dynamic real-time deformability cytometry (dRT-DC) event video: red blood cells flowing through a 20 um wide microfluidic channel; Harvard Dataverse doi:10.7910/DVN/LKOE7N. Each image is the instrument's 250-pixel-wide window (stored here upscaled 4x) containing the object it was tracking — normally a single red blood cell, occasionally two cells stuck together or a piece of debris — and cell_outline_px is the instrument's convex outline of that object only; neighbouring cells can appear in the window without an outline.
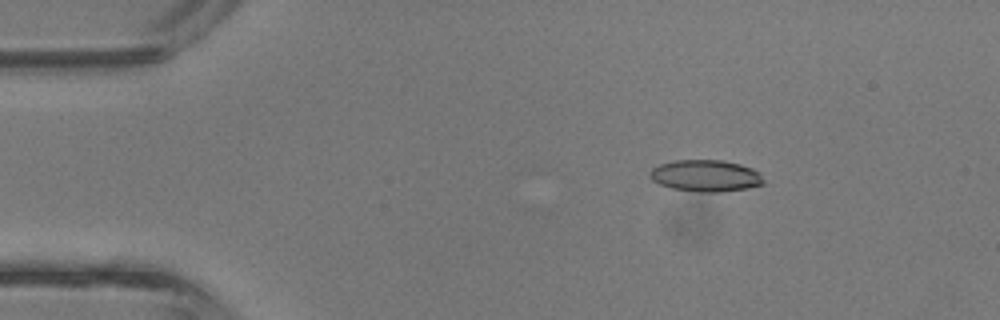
{"species": "common noctule bat (a hibernating species)", "species_latin": "Nyctalus noctula", "temperature_condition": "room temperature", "stored_images_in_passage": 4, "camera_frame_rate_fps": 3000, "um_per_image_px": 0.085, "animal": {"sex": "male", "body_mass_g": 13.3}, "frame": {"image": 1, "passage_image": 2, "time_ms": 0.333, "image_size_px": [1000, 320], "cell_outline_px": [[764, 184], [748, 188], [720, 192], [700, 192], [672, 188], [660, 184], [652, 180], [648, 172], [652, 168], [660, 164], [676, 160], [724, 160], [740, 164], [752, 168], [760, 172], [764, 180]], "centroid_in_image_um": [60.0, 14.93], "position_along_channel_um": 25.0, "area_um2": 21.1}}